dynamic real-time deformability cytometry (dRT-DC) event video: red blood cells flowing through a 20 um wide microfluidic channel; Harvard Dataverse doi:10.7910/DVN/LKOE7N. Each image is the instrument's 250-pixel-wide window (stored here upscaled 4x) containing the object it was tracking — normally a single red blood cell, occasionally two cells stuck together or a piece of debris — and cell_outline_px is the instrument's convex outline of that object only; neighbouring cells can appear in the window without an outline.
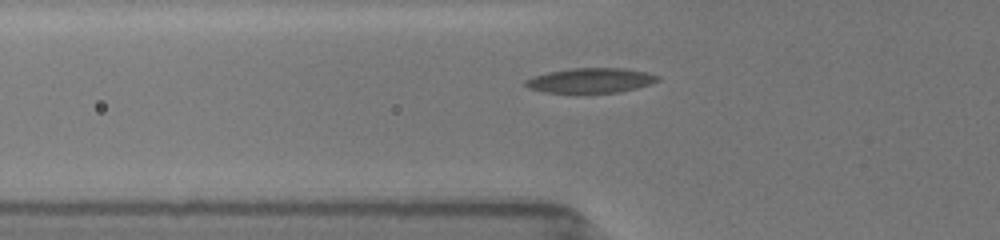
{"species": "common noctule bat (a hibernating species)", "species_latin": "Nyctalus noctula", "temperature_condition": "room temperature", "stored_images_in_passage": 20, "camera_frame_rate_fps": 3000, "um_per_image_px": 0.085, "animal": {"sex": "female", "body_mass_g": 19.5, "forearm_length_mm": 54.1}, "frame": {"image": 1, "passage_image": 6, "time_ms": 1.333, "image_size_px": [1000, 240], "cell_outline_px": [[660, 80], [636, 88], [620, 92], [544, 92], [528, 88], [524, 84], [524, 80], [532, 76], [548, 72], [572, 68], [624, 68], [648, 72], [660, 76]], "centroid_in_image_um": [50.2, 6.82], "position_along_channel_um": 75.6, "area_um2": 19.07}}
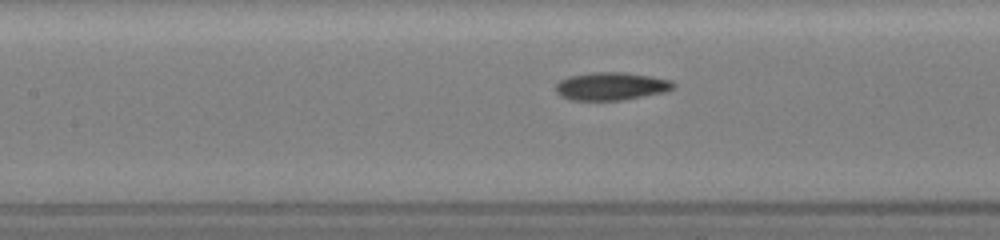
{"frame": {"image": 2, "passage_image": 13, "time_ms": 3.333, "image_size_px": [1000, 240], "cell_outline_px": [[676, 88], [664, 92], [620, 100], [572, 100], [560, 96], [556, 92], [556, 84], [560, 80], [568, 76], [592, 72], [624, 72], [652, 76], [672, 80], [676, 84]], "centroid_in_image_um": [51.96, 7.32], "position_along_channel_um": 155.4, "area_um2": 19.25}}
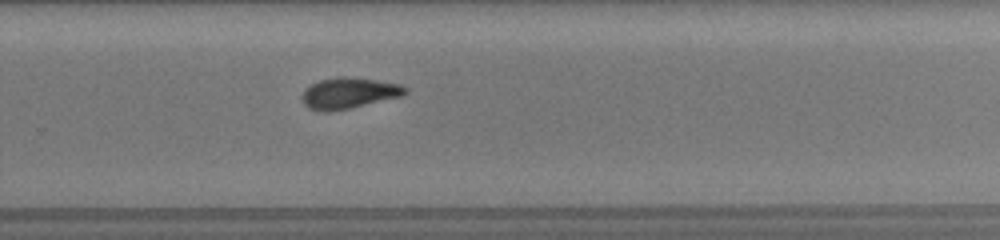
{"frame": {"image": 3, "passage_image": 20, "time_ms": 7.0, "image_size_px": [1000, 240], "cell_outline_px": [[408, 92], [400, 96], [348, 108], [328, 112], [320, 112], [308, 108], [304, 104], [304, 88], [320, 80], [340, 76], [376, 80], [400, 84], [408, 88]], "centroid_in_image_um": [29.64, 7.91], "position_along_channel_um": 300.2, "area_um2": 18.26}}